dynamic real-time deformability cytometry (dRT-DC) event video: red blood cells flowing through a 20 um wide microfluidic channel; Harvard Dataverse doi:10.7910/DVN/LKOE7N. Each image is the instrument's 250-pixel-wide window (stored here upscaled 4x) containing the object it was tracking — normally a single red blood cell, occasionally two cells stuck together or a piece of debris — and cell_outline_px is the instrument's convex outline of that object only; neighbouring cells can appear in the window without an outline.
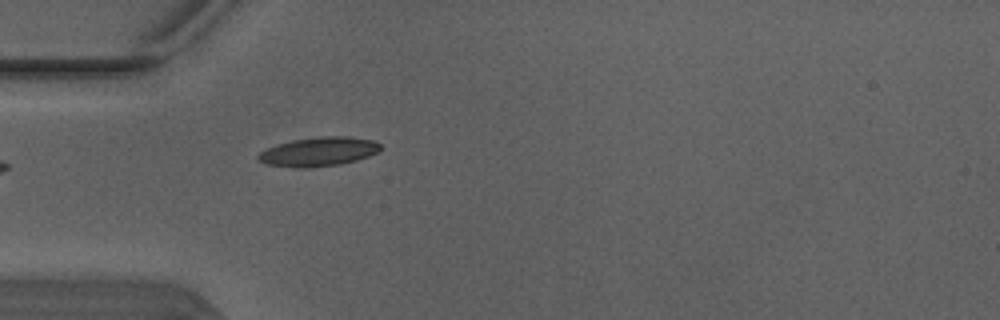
{"species": "Egyptian fruit bat (a non-hibernating species)", "species_latin": "Rousettus aegyptiacus", "temperature_condition": "warm", "stored_images_in_passage": 2, "camera_frame_rate_fps": 3000, "um_per_image_px": 0.085, "animal": {"sex": "male"}, "frame": {"image": 1, "passage_image": 2, "time_ms": 0.333, "image_size_px": [1000, 320], "cell_outline_px": [[380, 148], [376, 152], [368, 156], [356, 160], [340, 164], [308, 168], [300, 168], [268, 164], [260, 160], [256, 156], [260, 152], [276, 144], [292, 140], [320, 136], [348, 136], [372, 140], [380, 144]], "centroid_in_image_um": [27.07, 12.88], "position_along_channel_um": 57.9, "area_um2": 20.52}}